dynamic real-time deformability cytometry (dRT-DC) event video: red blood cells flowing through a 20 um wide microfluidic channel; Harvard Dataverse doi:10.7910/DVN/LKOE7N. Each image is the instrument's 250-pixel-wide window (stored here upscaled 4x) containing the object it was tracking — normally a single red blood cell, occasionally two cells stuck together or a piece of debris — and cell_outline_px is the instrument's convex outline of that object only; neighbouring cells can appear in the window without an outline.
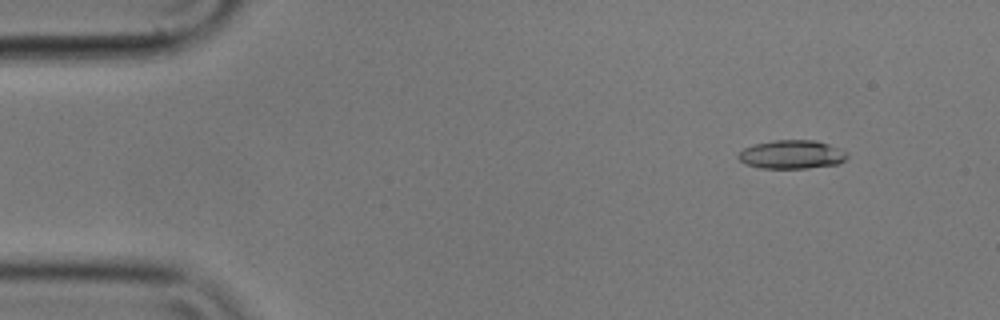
{"species": "common noctule bat (a hibernating species)", "species_latin": "Nyctalus noctula", "temperature_condition": "cold", "stored_images_in_passage": 51, "camera_frame_rate_fps": 3000, "um_per_image_px": 0.085, "animal": {"sex": "male", "body_mass_g": 17.9}, "frame": {"image": 1, "passage_image": 1, "time_ms": 0.0, "image_size_px": [1000, 320], "cell_outline_px": [[848, 156], [844, 160], [836, 164], [808, 168], [760, 168], [748, 164], [740, 160], [736, 156], [744, 148], [752, 144], [776, 140], [816, 140], [840, 148], [848, 152]], "centroid_in_image_um": [67.31, 13.12], "position_along_channel_um": 17.7, "area_um2": 18.15}}
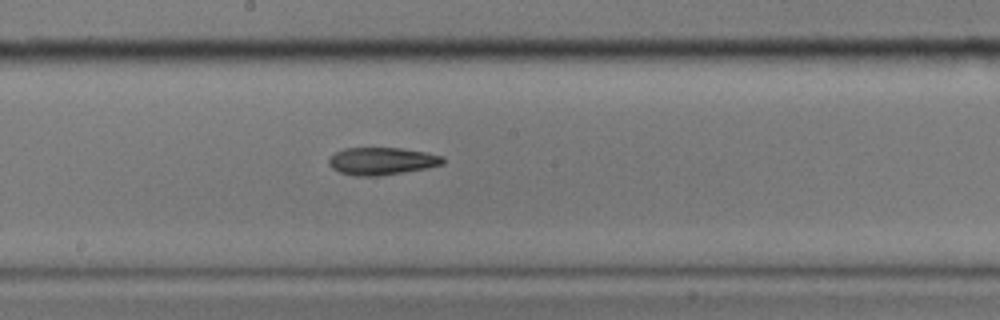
{"frame": {"image": 2, "passage_image": 25, "time_ms": 8.0, "image_size_px": [1000, 320], "cell_outline_px": [[444, 164], [428, 168], [380, 176], [356, 176], [340, 172], [332, 168], [328, 164], [328, 160], [336, 152], [344, 148], [400, 148], [424, 152], [444, 156]], "centroid_in_image_um": [32.47, 13.7], "position_along_channel_um": 215.7, "area_um2": 18.26}}
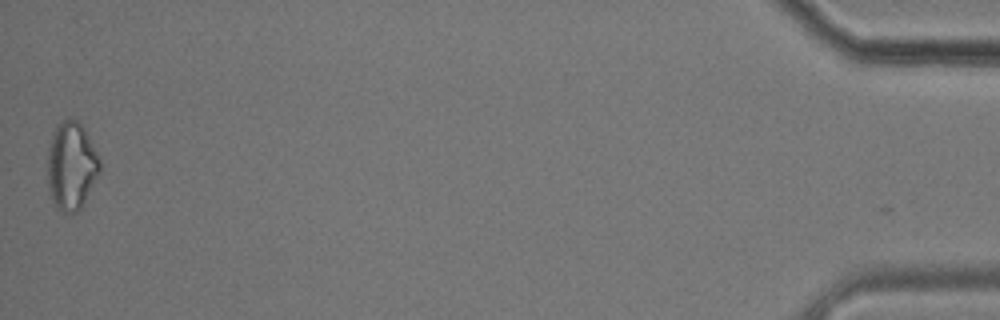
{"frame": {"image": 3, "passage_image": 51, "time_ms": 16.667, "image_size_px": [1000, 320], "cell_outline_px": [[100, 172], [80, 208], [76, 212], [64, 212], [56, 208], [48, 192], [48, 148], [56, 124], [68, 116], [76, 120], [84, 128], [100, 160]], "centroid_in_image_um": [6.04, 14.08], "position_along_channel_um": 429.2, "area_um2": 26.7}}